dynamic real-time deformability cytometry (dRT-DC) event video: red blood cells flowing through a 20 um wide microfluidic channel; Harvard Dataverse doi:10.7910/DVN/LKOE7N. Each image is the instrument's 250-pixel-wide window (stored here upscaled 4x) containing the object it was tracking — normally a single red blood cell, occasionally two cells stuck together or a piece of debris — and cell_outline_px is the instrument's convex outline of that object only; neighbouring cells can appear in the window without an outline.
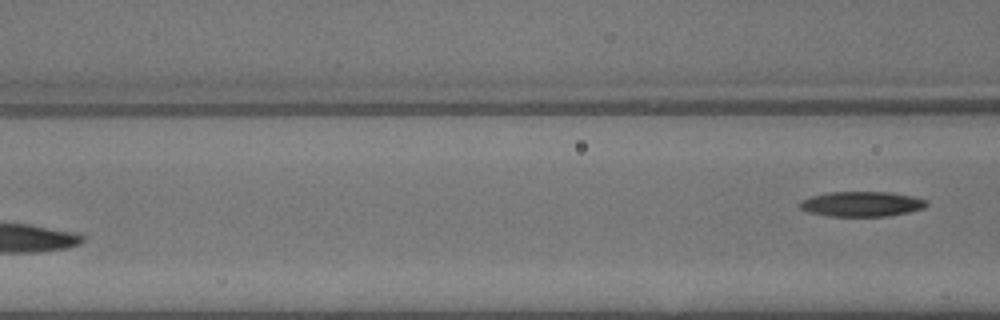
{"species": "common noctule bat (a hibernating species)", "species_latin": "Nyctalus noctula", "temperature_condition": "warm", "stored_images_in_passage": 3, "camera_frame_rate_fps": 3000, "um_per_image_px": 0.085, "animal": {"sex": "male", "body_mass_g": 13.3}, "frame": {"image": 1, "passage_image": 3, "time_ms": 0.667, "image_size_px": [1000, 320], "cell_outline_px": [[928, 204], [924, 208], [908, 212], [888, 216], [828, 216], [808, 212], [800, 208], [800, 200], [812, 196], [828, 192], [892, 192], [912, 196], [928, 200]], "centroid_in_image_um": [73.26, 17.34], "position_along_channel_um": 93.3, "area_um2": 18.55}}